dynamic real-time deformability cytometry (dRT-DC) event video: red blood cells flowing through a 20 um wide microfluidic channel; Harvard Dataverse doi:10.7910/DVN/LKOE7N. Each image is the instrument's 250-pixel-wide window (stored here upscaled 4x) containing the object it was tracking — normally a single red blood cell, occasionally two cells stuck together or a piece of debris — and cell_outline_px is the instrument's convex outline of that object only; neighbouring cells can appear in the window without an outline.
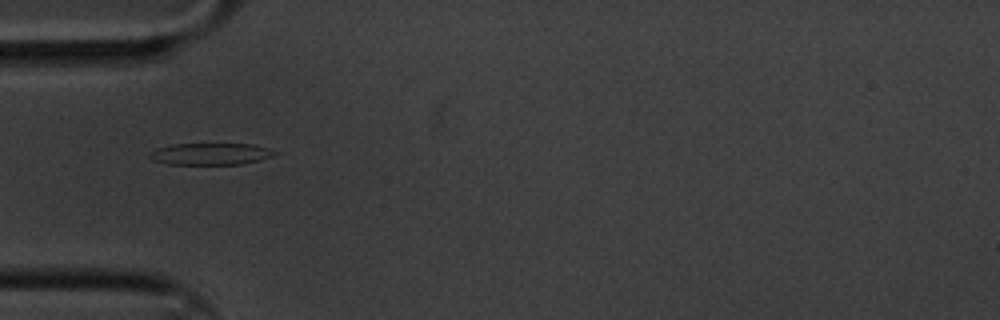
{"species": "common noctule bat (a hibernating species)", "species_latin": "Nyctalus noctula", "temperature_condition": "cold", "stored_images_in_passage": 7, "camera_frame_rate_fps": 3000, "um_per_image_px": 0.085, "animal": {"sex": "male", "body_mass_g": 20.1, "forearm_length_mm": 53.5}, "frame": {"image": 1, "passage_image": 1, "time_ms": 0.0, "image_size_px": [1000, 320], "cell_outline_px": [[280, 152], [272, 156], [240, 164], [168, 164], [152, 160], [148, 156], [156, 148], [172, 144], [252, 144], [268, 148]], "centroid_in_image_um": [17.88, 13.08], "position_along_channel_um": 67.1, "area_um2": 15.72}}
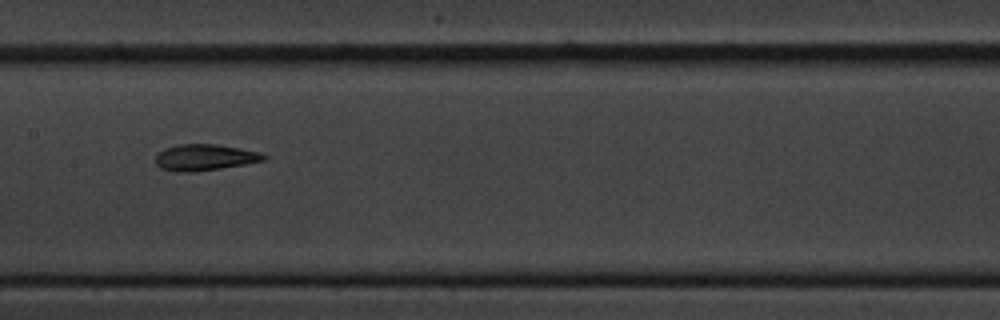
{"frame": {"image": 2, "passage_image": 4, "time_ms": 1.0, "image_size_px": [1000, 320], "cell_outline_px": [[268, 156], [264, 160], [244, 164], [196, 172], [176, 172], [160, 168], [156, 164], [156, 152], [164, 148], [180, 144], [216, 144], [240, 148], [260, 152]], "centroid_in_image_um": [17.36, 13.38], "position_along_channel_um": 190.0, "area_um2": 16.65}}
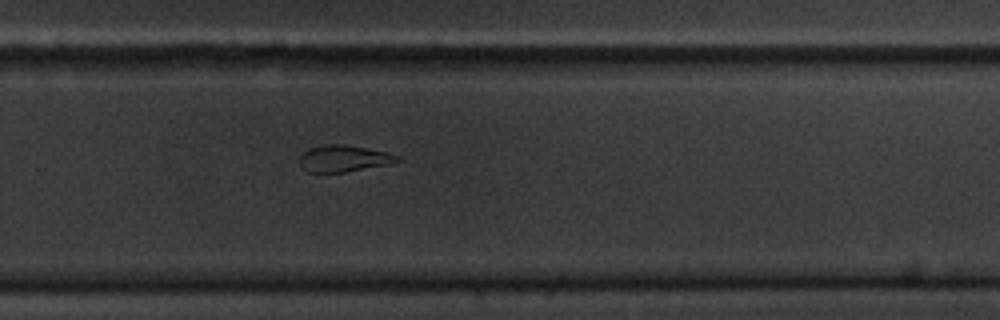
{"frame": {"image": 3, "passage_image": 7, "time_ms": 2.0, "image_size_px": [1000, 320], "cell_outline_px": [[404, 160], [388, 164], [344, 172], [308, 172], [300, 164], [300, 156], [308, 148], [324, 144], [344, 144], [388, 152], [400, 156]], "centroid_in_image_um": [29.25, 13.46], "position_along_channel_um": 300.6, "area_um2": 15.14}}